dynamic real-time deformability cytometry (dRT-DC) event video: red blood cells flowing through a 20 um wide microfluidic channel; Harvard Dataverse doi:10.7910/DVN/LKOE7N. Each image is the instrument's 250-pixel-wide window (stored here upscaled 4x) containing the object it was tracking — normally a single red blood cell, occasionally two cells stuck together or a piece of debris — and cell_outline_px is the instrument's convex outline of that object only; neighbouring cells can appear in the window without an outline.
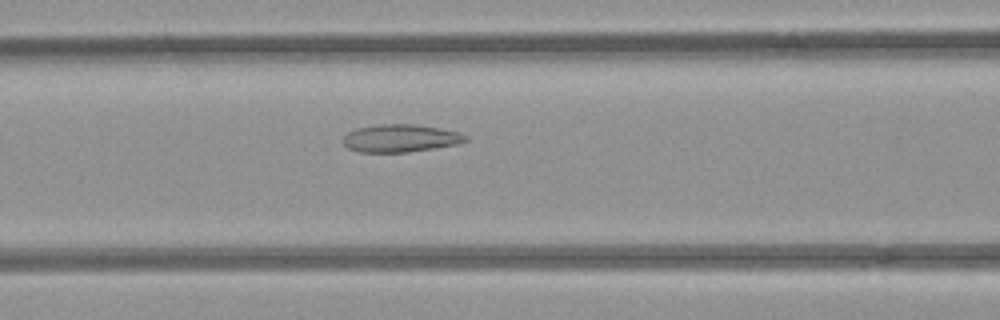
{"species": "common noctule bat (a hibernating species)", "species_latin": "Nyctalus noctula", "temperature_condition": "room temperature", "stored_images_in_passage": 45, "camera_frame_rate_fps": 3000, "um_per_image_px": 0.085, "animal": {"sex": "female", "body_mass_g": 21.9}, "frame": {"image": 1, "passage_image": 14, "time_ms": 4.333, "image_size_px": [1000, 320], "cell_outline_px": [[468, 140], [456, 144], [408, 152], [360, 152], [348, 148], [344, 144], [344, 136], [348, 132], [356, 128], [380, 124], [416, 124], [440, 128], [456, 132], [468, 136]], "centroid_in_image_um": [34.02, 11.74], "position_along_channel_um": 132.6, "area_um2": 19.59}}
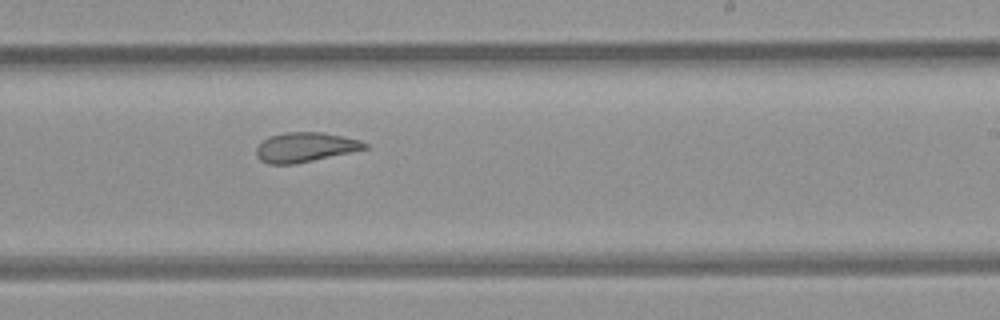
{"frame": {"image": 2, "passage_image": 24, "time_ms": 7.667, "image_size_px": [1000, 320], "cell_outline_px": [[368, 148], [312, 160], [292, 164], [268, 164], [260, 160], [256, 156], [256, 148], [268, 136], [284, 132], [320, 132], [344, 136], [360, 140], [368, 144]], "centroid_in_image_um": [25.91, 12.5], "position_along_channel_um": 263.1, "area_um2": 18.55}}
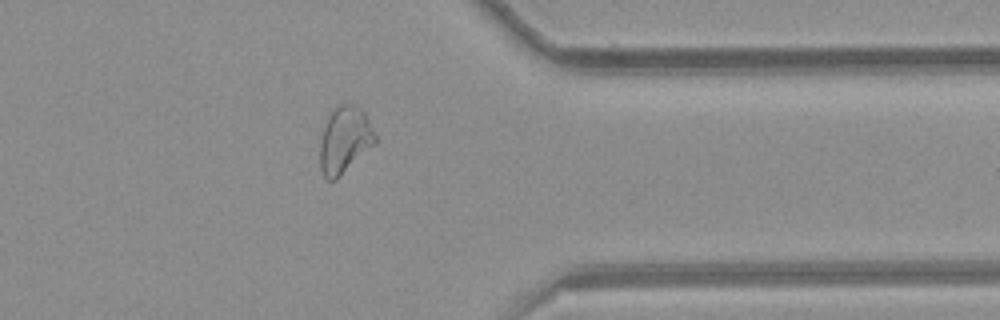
{"frame": {"image": 3, "passage_image": 34, "time_ms": 11.0, "image_size_px": [1000, 320], "cell_outline_px": [[376, 144], [336, 180], [328, 180], [324, 176], [320, 168], [320, 144], [324, 128], [332, 108], [340, 104], [356, 104], [364, 112], [376, 136]], "centroid_in_image_um": [29.3, 11.9], "position_along_channel_um": 382.1, "area_um2": 21.44}, "authors_computed_cell_mechanics": {"area_um2": 21.4438, "velocity_mm_per_s": 3.9122, "shape_relaxation_time_tau1_ms": null, "shape_relaxation_time_tau2_ms": 2.3994, "deformation_change_tau1": null, "deformation_change_tau2": 0.1007}}